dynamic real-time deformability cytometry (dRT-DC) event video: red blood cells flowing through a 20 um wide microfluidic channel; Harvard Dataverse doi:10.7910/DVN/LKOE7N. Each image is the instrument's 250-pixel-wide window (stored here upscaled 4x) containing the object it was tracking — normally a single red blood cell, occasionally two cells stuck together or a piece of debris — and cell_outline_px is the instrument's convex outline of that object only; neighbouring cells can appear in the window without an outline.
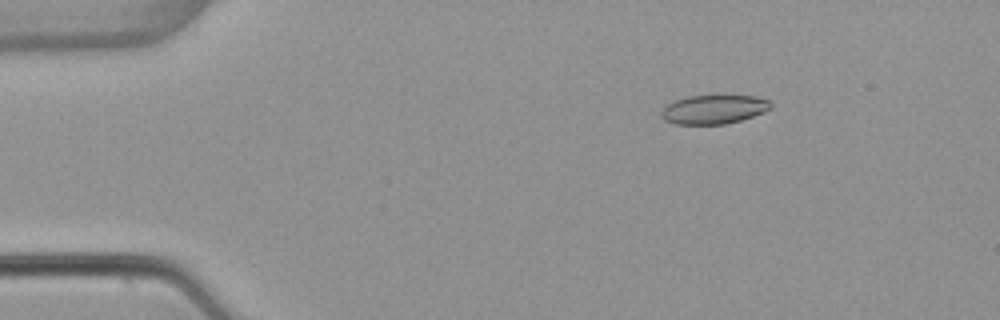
{"species": "common noctule bat (a hibernating species)", "species_latin": "Nyctalus noctula", "temperature_condition": "warm", "stored_images_in_passage": 53, "camera_frame_rate_fps": 3000, "um_per_image_px": 0.085, "animal": {"sex": "female", "body_mass_g": 22.7, "forearm_length_mm": 54.2}, "frame": {"image": 1, "passage_image": 8, "time_ms": 2.333, "image_size_px": [1000, 320], "cell_outline_px": [[772, 108], [764, 112], [740, 120], [724, 124], [676, 124], [664, 120], [660, 116], [660, 112], [668, 104], [676, 100], [688, 96], [756, 96], [768, 100], [772, 104]], "centroid_in_image_um": [60.67, 9.3], "position_along_channel_um": 24.3, "area_um2": 18.32}}
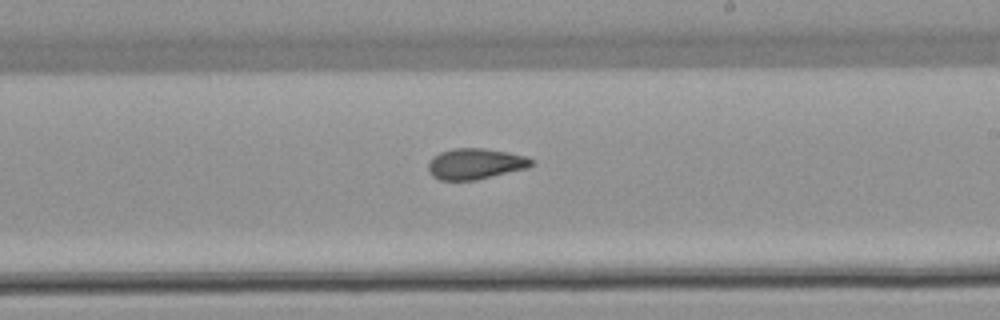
{"frame": {"image": 2, "passage_image": 31, "time_ms": 10.0, "image_size_px": [1000, 320], "cell_outline_px": [[532, 164], [528, 168], [476, 180], [440, 180], [432, 176], [428, 172], [428, 164], [432, 156], [440, 152], [452, 148], [484, 148], [508, 152], [528, 156], [532, 160]], "centroid_in_image_um": [40.38, 13.92], "position_along_channel_um": 248.6, "area_um2": 18.73}}
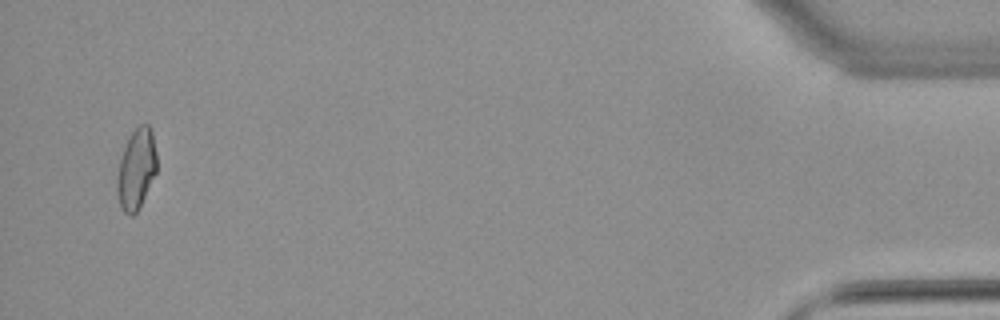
{"frame": {"image": 3, "passage_image": 51, "time_ms": 16.667, "image_size_px": [1000, 320], "cell_outline_px": [[156, 172], [136, 212], [132, 216], [128, 216], [120, 208], [116, 192], [116, 180], [120, 160], [124, 148], [132, 132], [140, 124], [148, 124], [152, 132], [156, 152]], "centroid_in_image_um": [11.56, 14.39], "position_along_channel_um": 423.6, "area_um2": 18.38}, "authors_computed_cell_mechanics": {"area_um2": 18.9006, "velocity_mm_per_s": 3.8956, "shape_relaxation_time_tau1_ms": null, "shape_relaxation_time_tau2_ms": 2.4911, "deformation_change_tau1": null, "deformation_change_tau2": 0.0773}}